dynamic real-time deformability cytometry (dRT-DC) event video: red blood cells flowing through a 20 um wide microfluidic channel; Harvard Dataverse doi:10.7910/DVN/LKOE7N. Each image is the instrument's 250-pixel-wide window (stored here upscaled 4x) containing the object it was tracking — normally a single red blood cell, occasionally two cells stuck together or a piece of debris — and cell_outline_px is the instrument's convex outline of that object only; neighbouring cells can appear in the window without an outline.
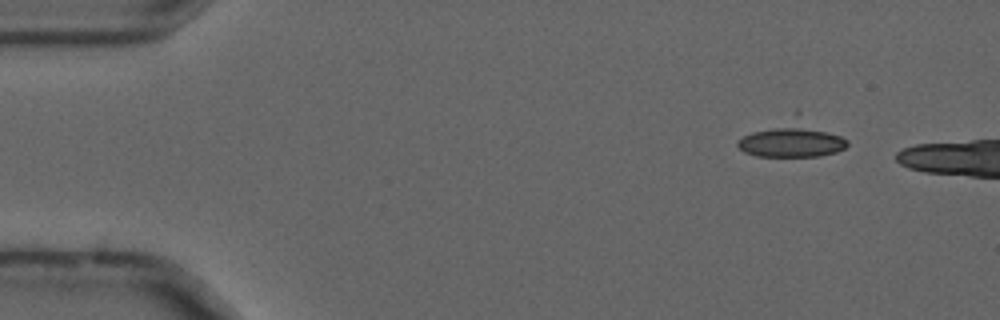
{"species": "common noctule bat (a hibernating species)", "species_latin": "Nyctalus noctula", "temperature_condition": "cold", "stored_images_in_passage": 6, "camera_frame_rate_fps": 3000, "um_per_image_px": 0.085, "animal": {"sex": "male", "forearm_length_mm": 52.5}, "frame": {"image": 1, "passage_image": 1, "time_ms": 0.0, "image_size_px": [1000, 320], "cell_outline_px": [[848, 144], [844, 148], [836, 152], [820, 156], [756, 156], [744, 152], [736, 144], [736, 140], [752, 132], [788, 124], [792, 124], [840, 136], [848, 140]], "centroid_in_image_um": [67.23, 12.08], "position_along_channel_um": 17.8, "area_um2": 19.07}}